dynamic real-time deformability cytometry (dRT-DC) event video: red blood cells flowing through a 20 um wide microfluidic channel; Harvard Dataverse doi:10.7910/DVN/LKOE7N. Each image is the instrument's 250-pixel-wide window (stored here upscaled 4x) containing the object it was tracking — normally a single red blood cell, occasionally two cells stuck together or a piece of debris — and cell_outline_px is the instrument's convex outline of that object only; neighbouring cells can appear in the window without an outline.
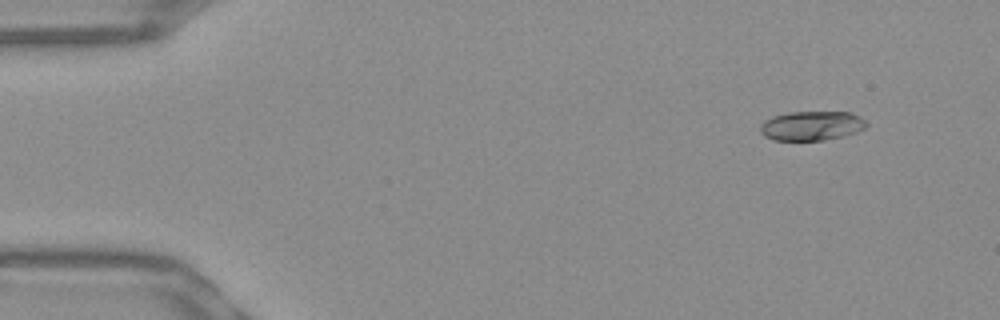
{"species": "Egyptian fruit bat (a non-hibernating species)", "species_latin": "Rousettus aegyptiacus", "temperature_condition": "warm", "stored_images_in_passage": 47, "camera_frame_rate_fps": 3000, "um_per_image_px": 0.085, "frame": {"image": 1, "passage_image": 1, "time_ms": 0.0, "image_size_px": [1000, 320], "cell_outline_px": [[868, 124], [864, 128], [856, 132], [844, 136], [824, 140], [776, 140], [764, 136], [760, 132], [760, 124], [764, 120], [772, 116], [788, 112], [848, 112], [860, 116]], "centroid_in_image_um": [68.97, 10.68], "position_along_channel_um": 16.0, "area_um2": 18.21}}
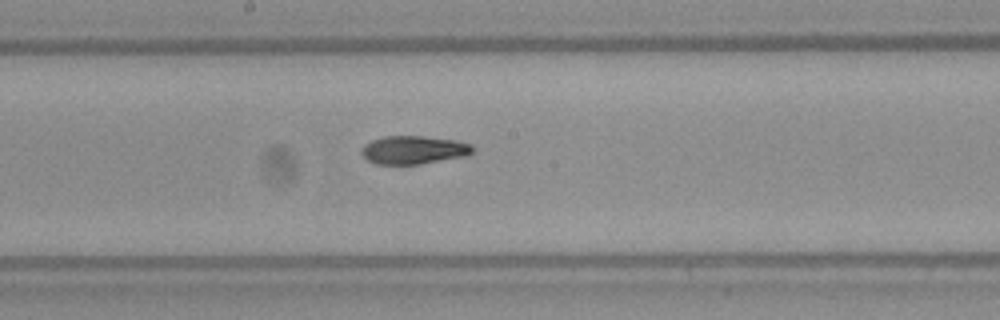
{"frame": {"image": 2, "passage_image": 24, "time_ms": 7.667, "image_size_px": [1000, 320], "cell_outline_px": [[472, 152], [468, 156], [420, 164], [376, 164], [368, 160], [360, 152], [360, 148], [364, 144], [372, 140], [384, 136], [424, 136], [456, 140], [472, 144]], "centroid_in_image_um": [35.16, 12.74], "position_along_channel_um": 213.0, "area_um2": 18.44}}
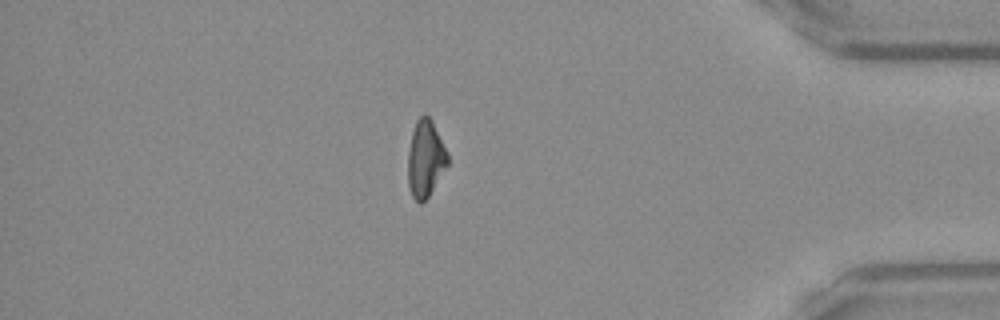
{"frame": {"image": 3, "passage_image": 41, "time_ms": 13.333, "image_size_px": [1000, 320], "cell_outline_px": [[448, 164], [428, 196], [420, 204], [412, 196], [408, 184], [408, 152], [412, 132], [416, 120], [424, 112], [432, 120], [448, 152]], "centroid_in_image_um": [36.16, 13.45], "position_along_channel_um": 399.0, "area_um2": 17.74}}